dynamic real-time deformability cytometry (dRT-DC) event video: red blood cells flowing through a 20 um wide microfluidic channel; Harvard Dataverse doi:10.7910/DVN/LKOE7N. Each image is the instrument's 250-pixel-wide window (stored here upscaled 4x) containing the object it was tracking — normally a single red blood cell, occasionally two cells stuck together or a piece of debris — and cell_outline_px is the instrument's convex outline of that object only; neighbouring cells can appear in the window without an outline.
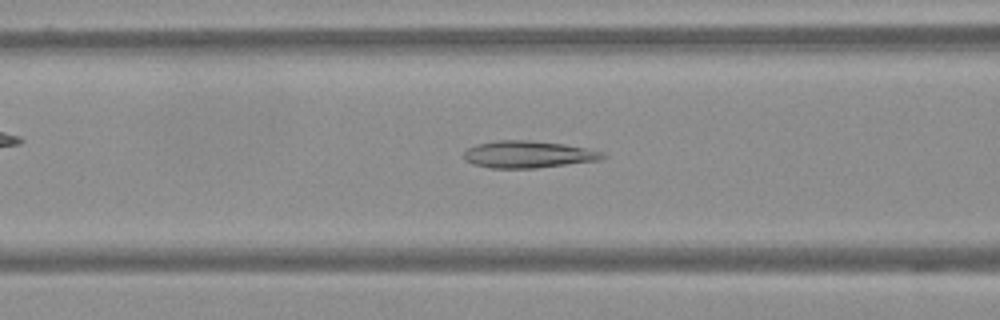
{"species": "Egyptian fruit bat (a non-hibernating species)", "species_latin": "Rousettus aegyptiacus", "temperature_condition": "warm", "stored_images_in_passage": 59, "camera_frame_rate_fps": 3000, "um_per_image_px": 0.085, "frame": {"image": 1, "passage_image": 24, "time_ms": 7.667, "image_size_px": [1000, 320], "cell_outline_px": [[608, 156], [600, 160], [536, 168], [488, 168], [472, 164], [464, 160], [464, 152], [468, 148], [476, 144], [496, 140], [528, 140], [564, 144], [604, 152]], "centroid_in_image_um": [44.87, 13.12], "position_along_channel_um": 121.7, "area_um2": 21.96}}
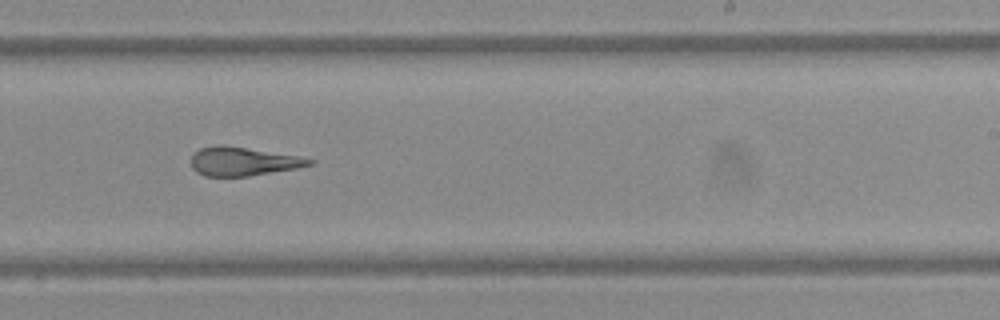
{"frame": {"image": 2, "passage_image": 37, "time_ms": 12.0, "image_size_px": [1000, 320], "cell_outline_px": [[316, 160], [312, 164], [296, 168], [248, 176], [204, 176], [196, 172], [192, 168], [192, 152], [200, 148], [216, 144], [224, 144], [300, 156]], "centroid_in_image_um": [20.62, 13.7], "position_along_channel_um": 268.4, "area_um2": 19.94}}
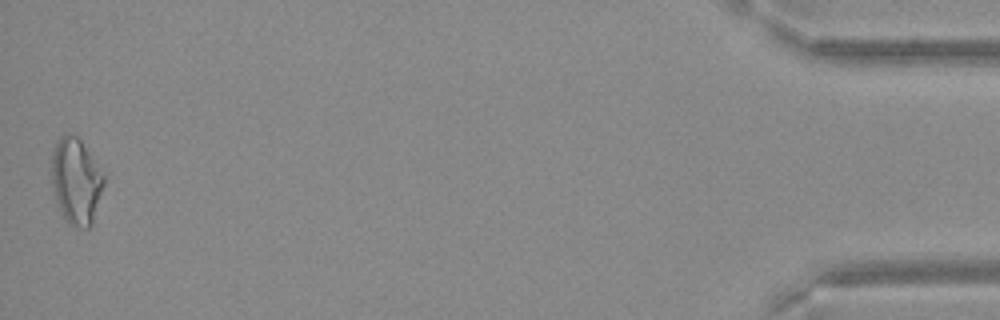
{"frame": {"image": 3, "passage_image": 59, "time_ms": 19.333, "image_size_px": [1000, 320], "cell_outline_px": [[104, 184], [92, 224], [88, 228], [80, 228], [68, 224], [64, 220], [56, 204], [52, 180], [52, 152], [60, 136], [64, 132], [76, 136], [80, 140], [104, 176]], "centroid_in_image_um": [6.44, 15.43], "position_along_channel_um": 428.8, "area_um2": 26.01}}